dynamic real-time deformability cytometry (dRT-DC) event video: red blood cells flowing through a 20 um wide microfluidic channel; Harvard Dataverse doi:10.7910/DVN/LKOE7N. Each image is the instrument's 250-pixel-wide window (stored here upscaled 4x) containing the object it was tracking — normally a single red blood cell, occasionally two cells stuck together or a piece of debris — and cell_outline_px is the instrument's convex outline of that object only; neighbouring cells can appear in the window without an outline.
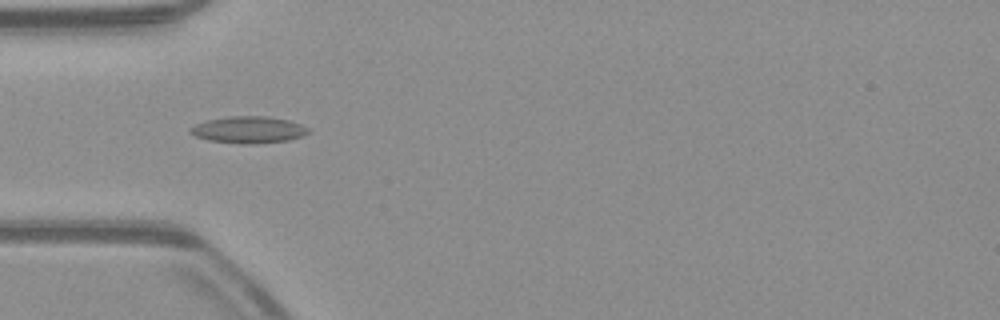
{"species": "common noctule bat (a hibernating species)", "species_latin": "Nyctalus noctula", "temperature_condition": "warm", "stored_images_in_passage": 53, "camera_frame_rate_fps": 3000, "um_per_image_px": 0.085, "animal": {"sex": "male", "body_mass_g": 23.1, "forearm_length_mm": 52.7}, "frame": {"image": 1, "passage_image": 17, "time_ms": 5.333, "image_size_px": [1000, 320], "cell_outline_px": [[308, 132], [304, 136], [288, 140], [252, 144], [240, 144], [208, 140], [196, 136], [188, 132], [188, 128], [196, 124], [208, 120], [228, 116], [268, 116], [288, 120], [300, 124], [308, 128]], "centroid_in_image_um": [21.1, 11.03], "position_along_channel_um": 63.9, "area_um2": 18.44}}
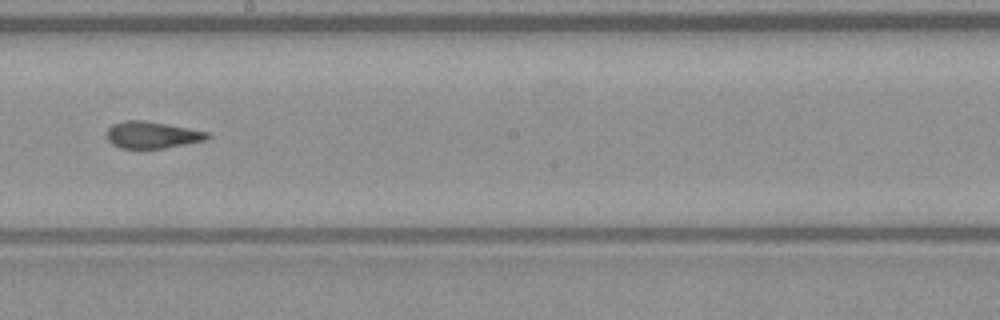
{"frame": {"image": 2, "passage_image": 30, "time_ms": 9.667, "image_size_px": [1000, 320], "cell_outline_px": [[212, 136], [204, 140], [164, 148], [120, 148], [112, 144], [108, 140], [108, 128], [112, 124], [124, 120], [144, 120], [188, 128], [208, 132]], "centroid_in_image_um": [12.91, 11.46], "position_along_channel_um": 235.3, "area_um2": 15.55}}
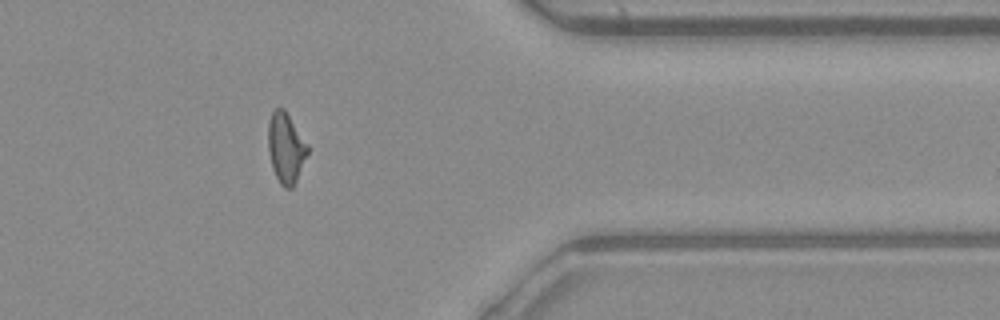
{"frame": {"image": 3, "passage_image": 43, "time_ms": 14.0, "image_size_px": [1000, 320], "cell_outline_px": [[308, 152], [296, 180], [292, 188], [284, 188], [280, 184], [272, 168], [268, 152], [268, 124], [272, 112], [276, 108], [284, 108], [308, 144]], "centroid_in_image_um": [24.28, 12.56], "position_along_channel_um": 387.1, "area_um2": 16.07}, "authors_computed_cell_mechanics": {"area_um2": 16.2418, "velocity_mm_per_s": 3.9449, "shape_relaxation_time_tau1_ms": null, "shape_relaxation_time_tau2_ms": 2.0193, "deformation_change_tau1": null, "deformation_change_tau2": 0.0905}}